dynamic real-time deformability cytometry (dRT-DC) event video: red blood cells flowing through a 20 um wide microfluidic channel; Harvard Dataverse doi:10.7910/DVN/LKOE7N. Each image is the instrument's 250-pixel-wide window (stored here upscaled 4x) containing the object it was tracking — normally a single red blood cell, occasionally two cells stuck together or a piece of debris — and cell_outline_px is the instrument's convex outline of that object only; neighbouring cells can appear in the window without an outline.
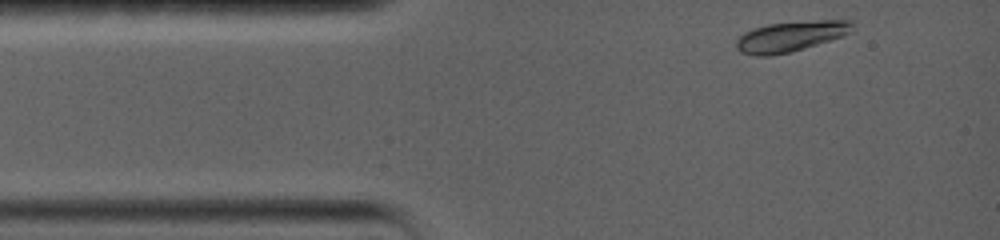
{"species": "common noctule bat (a hibernating species)", "species_latin": "Nyctalus noctula", "temperature_condition": "warm", "stored_images_in_passage": 40, "camera_frame_rate_fps": 5000, "um_per_image_px": 0.085, "animal": {"sex": "female", "body_mass_g": 19.0, "forearm_length_mm": 56.7}, "frame": {"image": 1, "passage_image": 1, "time_ms": 0.0, "image_size_px": [1000, 240], "cell_outline_px": [[852, 32], [792, 52], [772, 56], [756, 56], [740, 52], [736, 48], [736, 40], [744, 32], [752, 28], [768, 24], [820, 20], [852, 20]], "centroid_in_image_um": [67.15, 3.1], "position_along_channel_um": 17.9, "area_um2": 20.46}}
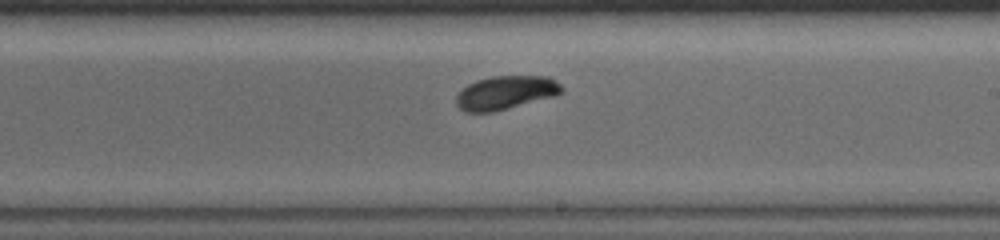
{"frame": {"image": 2, "passage_image": 24, "time_ms": 7.6, "image_size_px": [1000, 240], "cell_outline_px": [[564, 92], [556, 96], [492, 112], [464, 112], [456, 104], [456, 96], [468, 84], [476, 80], [492, 76], [548, 76], [556, 80], [564, 88]], "centroid_in_image_um": [43.02, 7.87], "position_along_channel_um": 246.0, "area_um2": 20.75}}
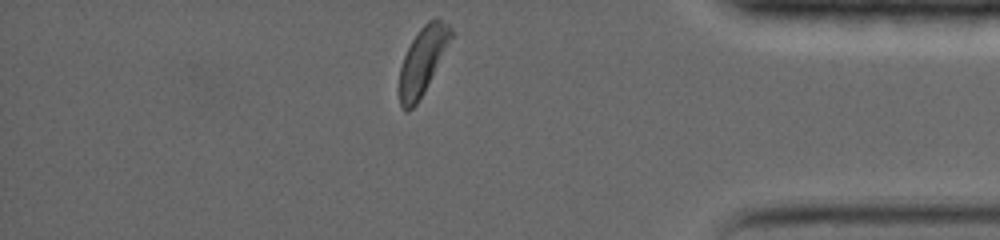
{"frame": {"image": 3, "passage_image": 40, "time_ms": 12.6, "image_size_px": [1000, 240], "cell_outline_px": [[452, 36], [424, 92], [416, 104], [408, 112], [404, 112], [400, 104], [400, 68], [404, 56], [412, 40], [420, 28], [428, 20], [436, 16], [448, 24], [452, 28]], "centroid_in_image_um": [35.92, 5.14], "position_along_channel_um": 399.3, "area_um2": 19.77}, "authors_computed_cell_mechanics": {"area_um2": 20.7213, "velocity_mm_per_s": 3.5735, "shape_relaxation_time_tau1_ms": 1.6491, "shape_relaxation_time_tau2_ms": null, "deformation_change_tau1": 0.1116, "deformation_change_tau2": null}}